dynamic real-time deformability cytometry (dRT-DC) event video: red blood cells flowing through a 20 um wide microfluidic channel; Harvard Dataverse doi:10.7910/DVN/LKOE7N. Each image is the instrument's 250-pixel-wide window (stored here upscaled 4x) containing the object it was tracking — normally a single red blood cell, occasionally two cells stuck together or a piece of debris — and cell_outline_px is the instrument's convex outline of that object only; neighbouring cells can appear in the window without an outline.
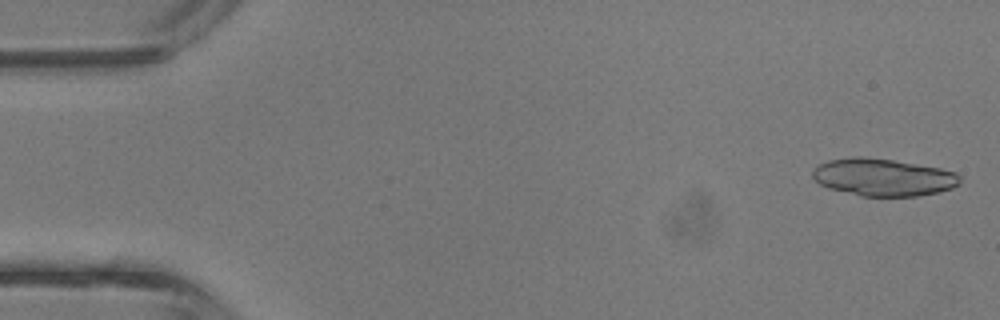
{"species": "common noctule bat (a hibernating species)", "species_latin": "Nyctalus noctula", "temperature_condition": "room temperature", "stored_images_in_passage": 4, "camera_frame_rate_fps": 3000, "um_per_image_px": 0.085, "animal": {"sex": "male", "body_mass_g": 13.3}, "frame": {"image": 1, "passage_image": 1, "time_ms": 0.0, "image_size_px": [1000, 320], "cell_outline_px": [[960, 184], [952, 188], [940, 192], [916, 196], [860, 196], [828, 188], [820, 184], [812, 176], [812, 172], [820, 164], [828, 160], [856, 156], [860, 156], [892, 160], [940, 168], [956, 172], [960, 176]], "centroid_in_image_um": [75.09, 15.07], "position_along_channel_um": 9.9, "area_um2": 32.08}}